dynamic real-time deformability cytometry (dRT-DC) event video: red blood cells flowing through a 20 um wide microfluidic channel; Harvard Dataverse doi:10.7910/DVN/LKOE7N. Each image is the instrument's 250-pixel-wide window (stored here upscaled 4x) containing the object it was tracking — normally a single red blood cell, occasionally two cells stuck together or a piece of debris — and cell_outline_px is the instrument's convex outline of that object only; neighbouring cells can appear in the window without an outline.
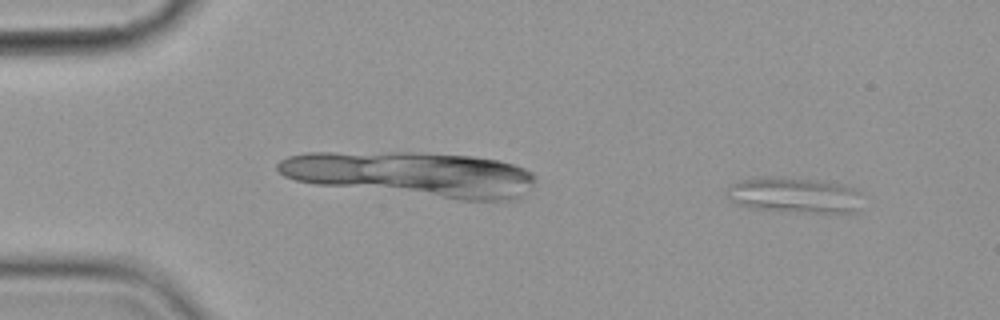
{"species": "common noctule bat (a hibernating species)", "species_latin": "Nyctalus noctula", "temperature_condition": "cold", "stored_images_in_passage": 5, "camera_frame_rate_fps": 3000, "um_per_image_px": 0.085, "animal": {"sex": "female", "body_mass_g": 19.9}, "frame": {"image": 1, "passage_image": 2, "time_ms": 1.333, "image_size_px": [1000, 320], "cell_outline_px": [[860, 192], [856, 212], [808, 212], [756, 208], [740, 204], [732, 200], [728, 192], [728, 188], [732, 184], [740, 180], [768, 176], [808, 180], [844, 184]], "centroid_in_image_um": [67.54, 16.57], "position_along_channel_um": 17.5, "area_um2": 26.99}}
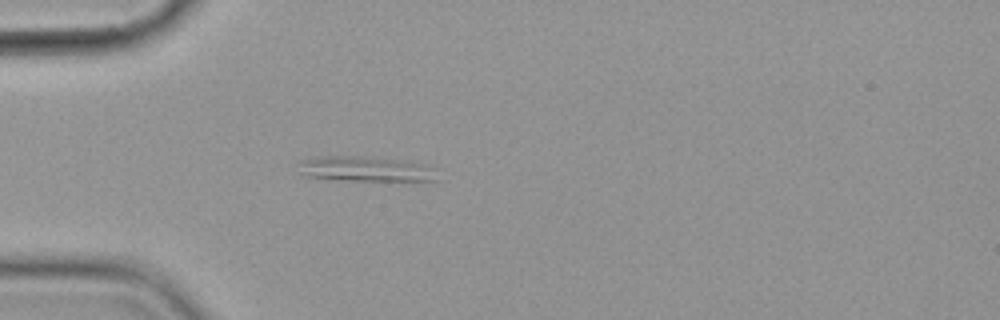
{"frame": {"image": 2, "passage_image": 5, "time_ms": 5.0, "image_size_px": [1000, 320], "cell_outline_px": [[440, 180], [344, 180], [304, 176], [300, 172], [300, 160], [320, 156], [360, 156], [408, 160], [432, 168]], "centroid_in_image_um": [31.04, 14.35], "position_along_channel_um": 54.0, "area_um2": 20.11}}